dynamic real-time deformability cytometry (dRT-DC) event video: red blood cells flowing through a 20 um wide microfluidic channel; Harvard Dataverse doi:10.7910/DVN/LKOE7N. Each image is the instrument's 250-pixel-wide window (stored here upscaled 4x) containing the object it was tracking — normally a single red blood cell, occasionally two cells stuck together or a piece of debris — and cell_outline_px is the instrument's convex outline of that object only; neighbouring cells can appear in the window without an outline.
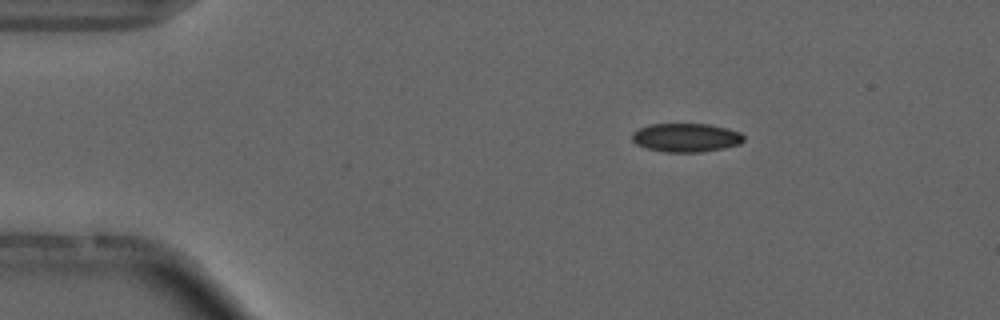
{"species": "common noctule bat (a hibernating species)", "species_latin": "Nyctalus noctula", "temperature_condition": "cold", "stored_images_in_passage": 2, "camera_frame_rate_fps": 3000, "um_per_image_px": 0.085, "animal": {"sex": "male", "forearm_length_mm": 52.5}, "frame": {"image": 1, "passage_image": 1, "time_ms": 0.0, "image_size_px": [1000, 320], "cell_outline_px": [[744, 140], [740, 144], [724, 148], [700, 152], [668, 152], [648, 148], [636, 144], [632, 140], [632, 132], [648, 124], [708, 124], [728, 128], [740, 132], [744, 136]], "centroid_in_image_um": [58.33, 11.69], "position_along_channel_um": 26.7, "area_um2": 18.67}}